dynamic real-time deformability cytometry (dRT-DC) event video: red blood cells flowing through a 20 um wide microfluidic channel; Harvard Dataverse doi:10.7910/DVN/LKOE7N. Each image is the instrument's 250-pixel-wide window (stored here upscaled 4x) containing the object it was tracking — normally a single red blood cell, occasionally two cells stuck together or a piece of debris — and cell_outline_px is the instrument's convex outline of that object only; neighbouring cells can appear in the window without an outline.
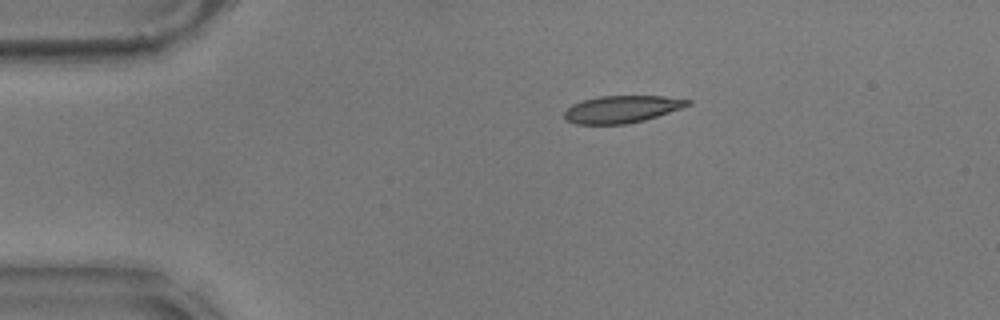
{"species": "common noctule bat (a hibernating species)", "species_latin": "Nyctalus noctula", "temperature_condition": "warm", "stored_images_in_passage": 47, "camera_frame_rate_fps": 3000, "um_per_image_px": 0.085, "animal": {"sex": "male", "body_mass_g": 17.9}, "frame": {"image": 1, "passage_image": 1, "time_ms": 0.0, "image_size_px": [1000, 320], "cell_outline_px": [[692, 104], [644, 120], [624, 124], [576, 124], [564, 120], [564, 112], [572, 104], [584, 100], [600, 96], [664, 96], [692, 100]], "centroid_in_image_um": [52.83, 9.28], "position_along_channel_um": 32.2, "area_um2": 19.42}}
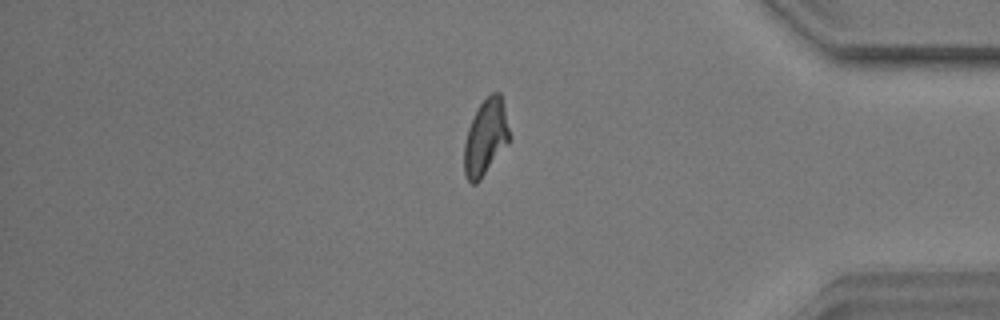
{"frame": {"image": 2, "passage_image": 38, "time_ms": 12.333, "image_size_px": [1000, 320], "cell_outline_px": [[508, 144], [480, 180], [476, 184], [472, 184], [464, 176], [464, 144], [468, 128], [480, 104], [492, 92], [500, 92], [504, 108], [508, 128]], "centroid_in_image_um": [41.25, 11.72], "position_along_channel_um": 393.9, "area_um2": 19.65}}
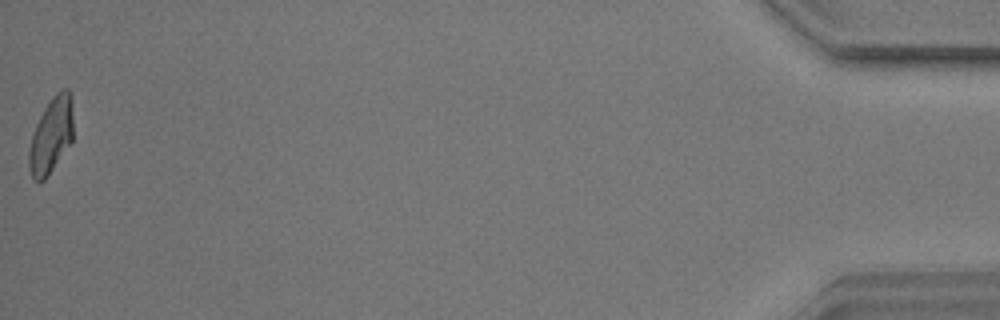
{"frame": {"image": 3, "passage_image": 47, "time_ms": 15.333, "image_size_px": [1000, 320], "cell_outline_px": [[72, 140], [44, 180], [32, 180], [28, 168], [28, 152], [32, 132], [44, 108], [56, 92], [64, 88], [68, 88], [72, 96]], "centroid_in_image_um": [4.32, 11.49], "position_along_channel_um": 430.9, "area_um2": 19.42}, "authors_computed_cell_mechanics": {"area_um2": 20.23, "velocity_mm_per_s": 3.535, "shape_relaxation_time_tau1_ms": 6.6224, "shape_relaxation_time_tau2_ms": 1.4691, "deformation_change_tau1": 0.2103, "deformation_change_tau2": 0.0963}}